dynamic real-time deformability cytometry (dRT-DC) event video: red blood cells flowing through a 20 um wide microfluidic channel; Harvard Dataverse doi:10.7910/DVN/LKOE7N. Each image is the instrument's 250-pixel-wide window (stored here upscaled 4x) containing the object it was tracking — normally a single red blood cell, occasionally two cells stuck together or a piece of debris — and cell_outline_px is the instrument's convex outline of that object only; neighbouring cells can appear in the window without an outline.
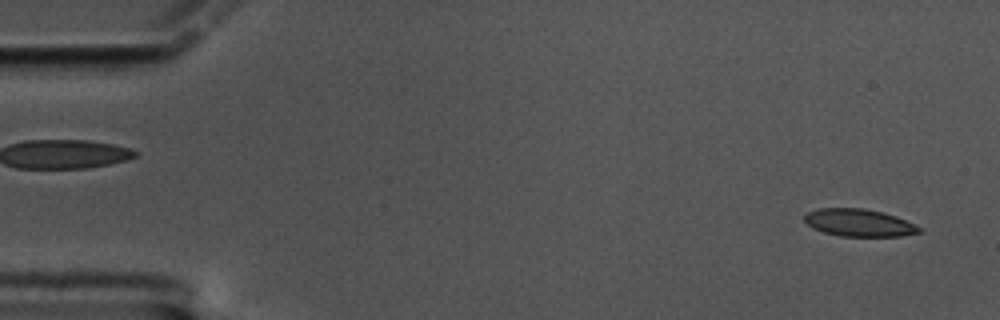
{"species": "common noctule bat (a hibernating species)", "species_latin": "Nyctalus noctula", "temperature_condition": "cold", "stored_images_in_passage": 59, "camera_frame_rate_fps": 3000, "um_per_image_px": 0.085, "animal": {"sex": "male", "body_mass_g": 17.5, "forearm_length_mm": 52.3}, "frame": {"image": 1, "passage_image": 2, "time_ms": 0.333, "image_size_px": [1000, 320], "cell_outline_px": [[924, 232], [900, 236], [840, 236], [824, 232], [812, 228], [804, 220], [804, 216], [808, 212], [820, 208], [864, 208], [896, 216], [916, 224], [924, 228]], "centroid_in_image_um": [73.07, 18.94], "position_along_channel_um": 11.9, "area_um2": 18.44}}
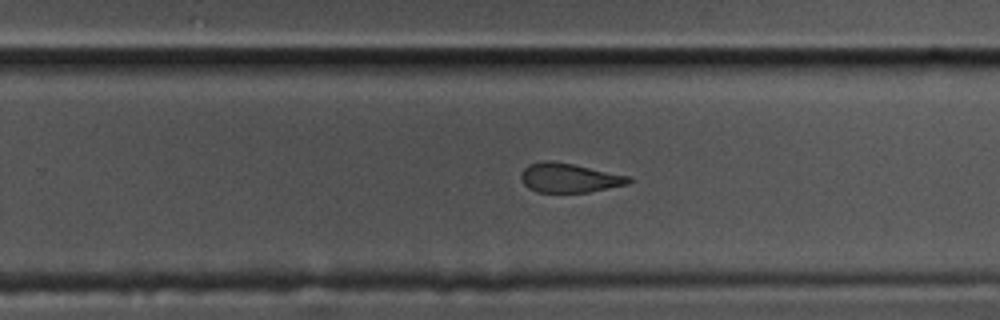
{"frame": {"image": 2, "passage_image": 37, "time_ms": 12.0, "image_size_px": [1000, 320], "cell_outline_px": [[632, 180], [628, 184], [588, 192], [536, 192], [528, 188], [524, 184], [520, 176], [524, 168], [528, 164], [544, 160], [548, 160], [572, 164], [632, 176]], "centroid_in_image_um": [48.38, 15.11], "position_along_channel_um": 281.4, "area_um2": 18.38}}
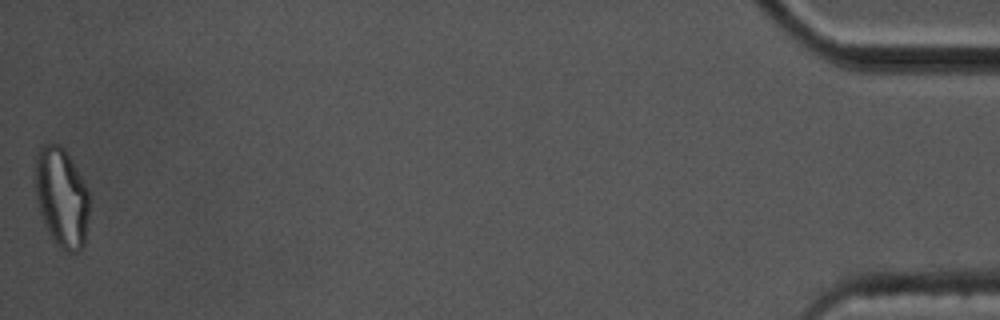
{"frame": {"image": 3, "passage_image": 59, "time_ms": 19.333, "image_size_px": [1000, 320], "cell_outline_px": [[88, 216], [84, 244], [76, 252], [64, 252], [52, 240], [48, 232], [40, 212], [36, 200], [36, 152], [40, 144], [60, 144], [64, 148], [72, 160], [88, 188]], "centroid_in_image_um": [5.23, 16.76], "position_along_channel_um": 430.0, "area_um2": 31.44}, "authors_computed_cell_mechanics": {"area_um2": 19.9988, "velocity_mm_per_s": 3.333, "shape_relaxation_time_tau1_ms": null, "shape_relaxation_time_tau2_ms": 2.2012, "deformation_change_tau1": null, "deformation_change_tau2": 0.0909}}